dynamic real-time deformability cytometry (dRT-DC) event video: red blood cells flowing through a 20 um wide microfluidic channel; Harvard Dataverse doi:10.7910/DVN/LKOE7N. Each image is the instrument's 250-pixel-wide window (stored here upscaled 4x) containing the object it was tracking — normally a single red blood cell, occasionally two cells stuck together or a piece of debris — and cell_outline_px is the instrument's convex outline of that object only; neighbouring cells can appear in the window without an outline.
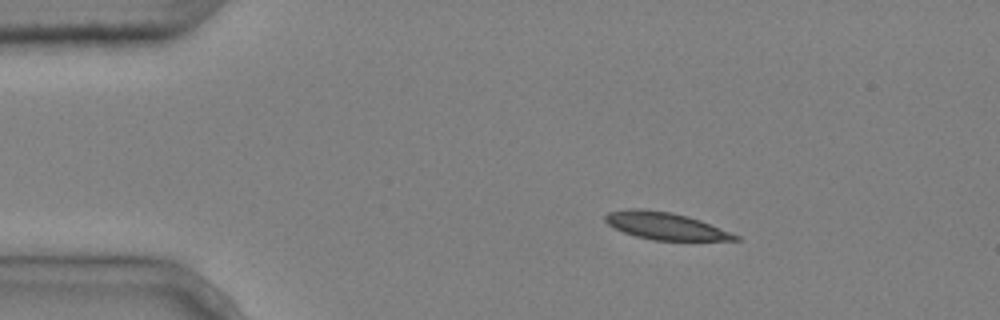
{"species": "common noctule bat (a hibernating species)", "species_latin": "Nyctalus noctula", "temperature_condition": "cold", "stored_images_in_passage": 4, "camera_frame_rate_fps": 3000, "um_per_image_px": 0.085, "animal": {"sex": "male", "body_mass_g": 20.4}, "frame": {"image": 1, "passage_image": 1, "time_ms": 0.0, "image_size_px": [1000, 320], "cell_outline_px": [[740, 240], [652, 240], [636, 236], [624, 232], [608, 224], [604, 220], [604, 216], [608, 212], [628, 208], [640, 208], [672, 212], [688, 216], [700, 220], [740, 236]], "centroid_in_image_um": [56.53, 19.19], "position_along_channel_um": 28.5, "area_um2": 20.52}}
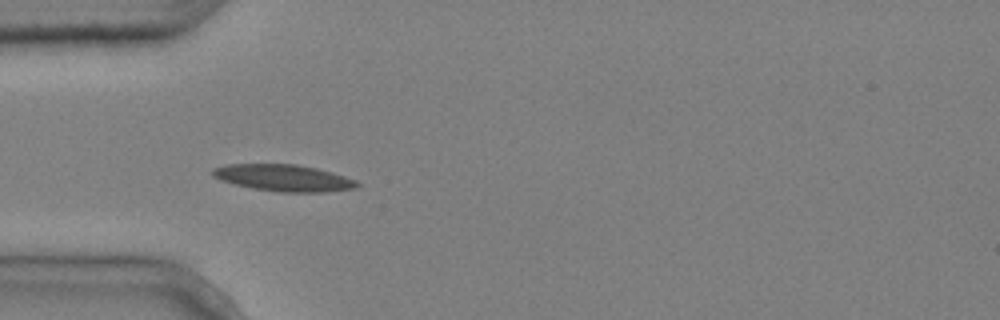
{"frame": {"image": 2, "passage_image": 3, "time_ms": 0.667, "image_size_px": [1000, 320], "cell_outline_px": [[360, 184], [356, 188], [324, 192], [280, 192], [252, 188], [220, 180], [212, 176], [212, 168], [228, 164], [296, 164], [316, 168], [344, 176], [356, 180]], "centroid_in_image_um": [24.09, 15.12], "position_along_channel_um": 60.9, "area_um2": 22.37}}